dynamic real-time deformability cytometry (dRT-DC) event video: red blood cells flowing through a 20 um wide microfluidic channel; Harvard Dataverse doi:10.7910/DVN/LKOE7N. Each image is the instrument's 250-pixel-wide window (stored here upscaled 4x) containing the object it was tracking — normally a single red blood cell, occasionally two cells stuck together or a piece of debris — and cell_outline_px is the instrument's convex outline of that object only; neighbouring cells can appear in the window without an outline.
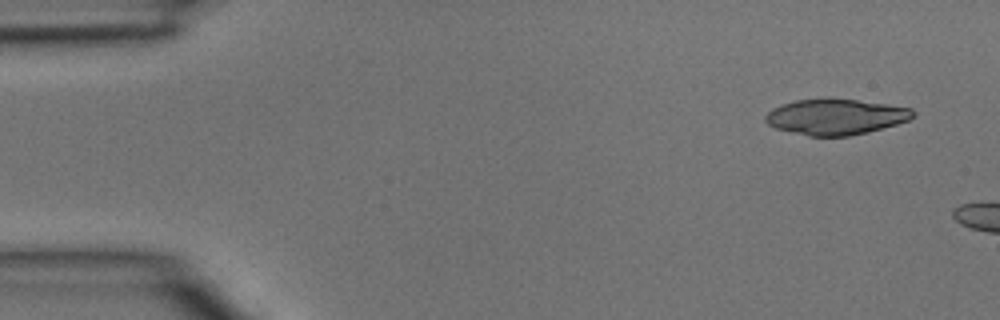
{"species": "common noctule bat (a hibernating species)", "species_latin": "Nyctalus noctula", "temperature_condition": "room temperature", "stored_images_in_passage": 2, "camera_frame_rate_fps": 3000, "um_per_image_px": 0.085, "animal": {"sex": "male", "body_mass_g": 15.6}, "frame": {"image": 1, "passage_image": 1, "time_ms": 0.0, "image_size_px": [1000, 320], "cell_outline_px": [[916, 112], [908, 120], [896, 124], [868, 132], [848, 136], [808, 136], [776, 128], [768, 124], [764, 120], [764, 116], [772, 108], [780, 104], [796, 100], [856, 100], [888, 104], [912, 108]], "centroid_in_image_um": [71.02, 9.94], "position_along_channel_um": 14.0, "area_um2": 30.29}}